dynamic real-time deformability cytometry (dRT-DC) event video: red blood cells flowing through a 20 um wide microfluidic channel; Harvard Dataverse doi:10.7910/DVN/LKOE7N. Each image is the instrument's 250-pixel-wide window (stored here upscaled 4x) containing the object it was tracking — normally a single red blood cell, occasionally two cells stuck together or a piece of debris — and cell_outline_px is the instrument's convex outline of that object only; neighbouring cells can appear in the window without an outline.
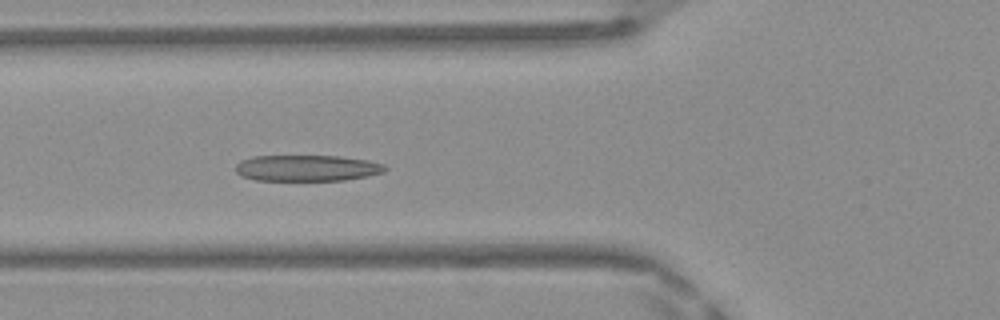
{"species": "Egyptian fruit bat (a non-hibernating species)", "species_latin": "Rousettus aegyptiacus", "temperature_condition": "warm", "stored_images_in_passage": 48, "camera_frame_rate_fps": 3000, "um_per_image_px": 0.085, "frame": {"image": 1, "passage_image": 17, "time_ms": 5.333, "image_size_px": [1000, 320], "cell_outline_px": [[388, 168], [384, 172], [368, 176], [344, 180], [256, 180], [240, 176], [236, 172], [236, 164], [240, 160], [252, 156], [340, 156], [368, 160], [384, 164]], "centroid_in_image_um": [26.09, 14.28], "position_along_channel_um": 99.7, "area_um2": 22.89}}
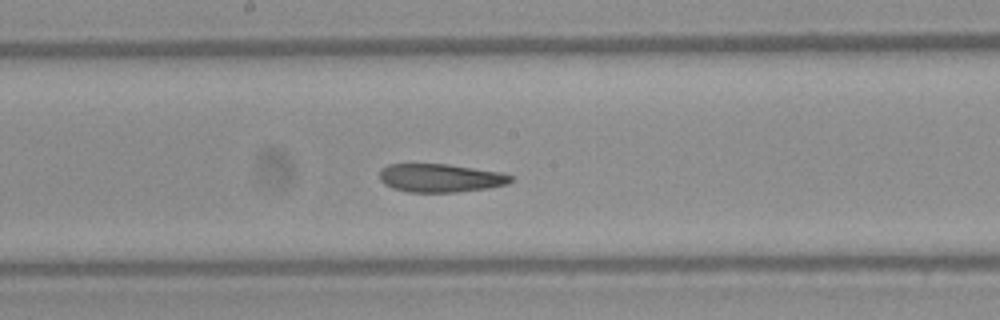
{"frame": {"image": 2, "passage_image": 25, "time_ms": 8.0, "image_size_px": [1000, 320], "cell_outline_px": [[512, 180], [508, 184], [488, 188], [456, 192], [408, 192], [392, 188], [384, 184], [380, 180], [380, 172], [388, 164], [448, 164], [500, 172], [512, 176]], "centroid_in_image_um": [37.43, 15.13], "position_along_channel_um": 210.8, "area_um2": 21.62}}
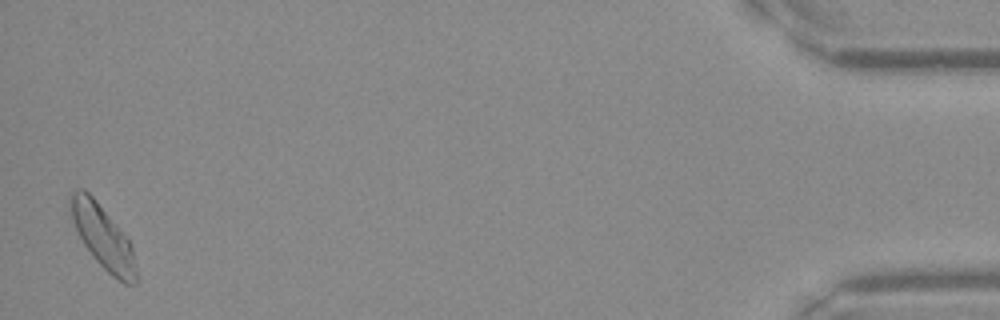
{"frame": {"image": 3, "passage_image": 47, "time_ms": 15.333, "image_size_px": [1000, 320], "cell_outline_px": [[136, 284], [124, 284], [112, 276], [92, 256], [84, 244], [68, 216], [68, 196], [76, 188], [84, 188], [96, 200], [128, 240], [132, 248], [136, 272]], "centroid_in_image_um": [8.66, 20.09], "position_along_channel_um": 426.5, "area_um2": 24.16}, "authors_computed_cell_mechanics": {"area_um2": 23.12, "velocity_mm_per_s": 4.144, "shape_relaxation_time_tau1_ms": null, "shape_relaxation_time_tau2_ms": 2.2337, "deformation_change_tau1": null, "deformation_change_tau2": 0.0807}}